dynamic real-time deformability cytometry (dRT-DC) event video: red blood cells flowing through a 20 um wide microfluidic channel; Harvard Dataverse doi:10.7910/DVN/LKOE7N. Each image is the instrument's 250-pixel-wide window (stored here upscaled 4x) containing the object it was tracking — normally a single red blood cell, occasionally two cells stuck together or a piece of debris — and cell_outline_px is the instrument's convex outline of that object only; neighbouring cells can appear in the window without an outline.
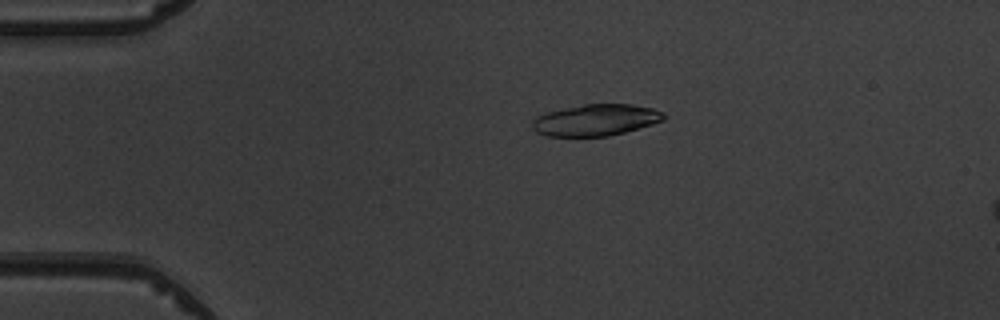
{"species": "common noctule bat (a hibernating species)", "species_latin": "Nyctalus noctula", "temperature_condition": "warm", "stored_images_in_passage": 3, "camera_frame_rate_fps": 3000, "um_per_image_px": 0.085, "animal": {"sex": "male", "body_mass_g": 19.5, "forearm_length_mm": 54.6}, "frame": {"image": 1, "passage_image": 1, "time_ms": 0.0, "image_size_px": [1000, 320], "cell_outline_px": [[664, 120], [652, 124], [624, 132], [608, 136], [548, 136], [536, 132], [532, 128], [532, 120], [536, 116], [548, 112], [564, 108], [584, 104], [632, 104], [652, 108], [664, 112]], "centroid_in_image_um": [50.62, 10.2], "position_along_channel_um": 34.4, "area_um2": 24.04}}